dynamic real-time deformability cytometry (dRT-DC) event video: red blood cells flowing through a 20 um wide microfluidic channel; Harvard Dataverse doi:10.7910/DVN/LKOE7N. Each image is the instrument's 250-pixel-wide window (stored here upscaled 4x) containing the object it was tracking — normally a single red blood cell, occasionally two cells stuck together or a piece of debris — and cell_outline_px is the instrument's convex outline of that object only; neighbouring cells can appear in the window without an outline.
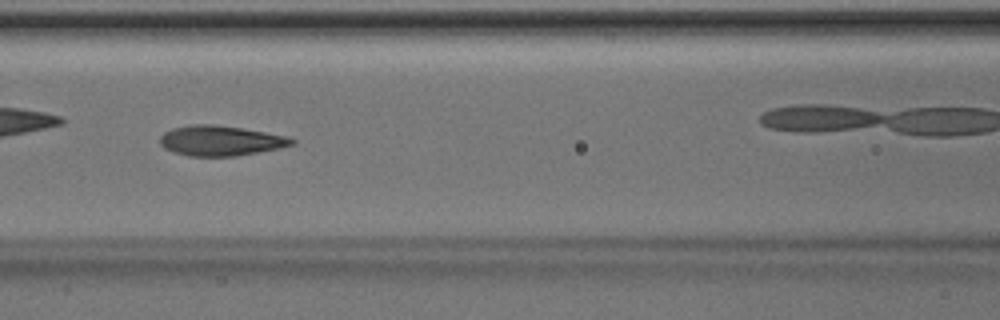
{"species": "Egyptian fruit bat (a non-hibernating species)", "species_latin": "Rousettus aegyptiacus", "temperature_condition": "room temperature", "stored_images_in_passage": 32, "camera_frame_rate_fps": 3000, "um_per_image_px": 0.085, "animal": {"sex": "male"}, "frame": {"image": 1, "passage_image": 14, "time_ms": 4.333, "image_size_px": [1000, 320], "cell_outline_px": [[296, 144], [280, 148], [236, 156], [188, 156], [172, 152], [164, 148], [160, 144], [160, 136], [164, 132], [172, 128], [192, 124], [212, 124], [240, 128], [292, 136], [296, 140]], "centroid_in_image_um": [18.78, 11.96], "position_along_channel_um": 147.8, "area_um2": 23.41}}